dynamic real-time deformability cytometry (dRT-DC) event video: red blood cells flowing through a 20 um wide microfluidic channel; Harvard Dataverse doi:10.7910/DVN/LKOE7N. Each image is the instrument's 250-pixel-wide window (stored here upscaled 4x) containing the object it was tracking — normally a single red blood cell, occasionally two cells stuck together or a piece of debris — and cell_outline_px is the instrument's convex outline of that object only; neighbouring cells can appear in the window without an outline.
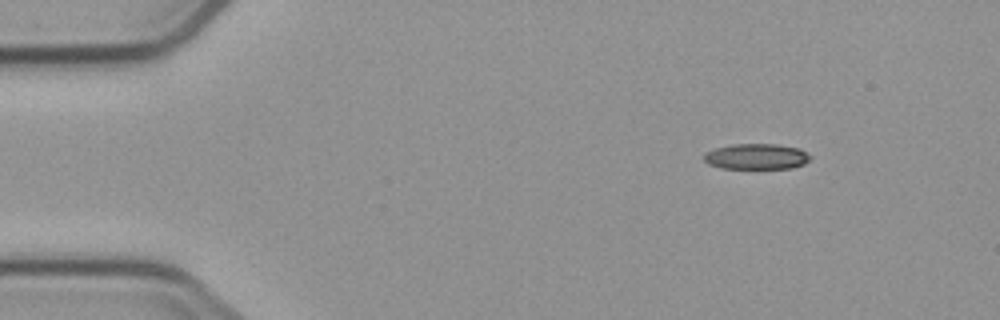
{"species": "common noctule bat (a hibernating species)", "species_latin": "Nyctalus noctula", "temperature_condition": "cold", "stored_images_in_passage": 4, "camera_frame_rate_fps": 3000, "um_per_image_px": 0.085, "animal": {"sex": "male", "body_mass_g": 23.1, "forearm_length_mm": 52.7}, "frame": {"image": 1, "passage_image": 1, "time_ms": 0.0, "image_size_px": [1000, 320], "cell_outline_px": [[812, 156], [804, 164], [792, 168], [720, 168], [708, 164], [704, 160], [704, 156], [708, 152], [716, 148], [732, 144], [776, 144], [800, 148]], "centroid_in_image_um": [64.32, 13.3], "position_along_channel_um": 20.7, "area_um2": 15.84}}
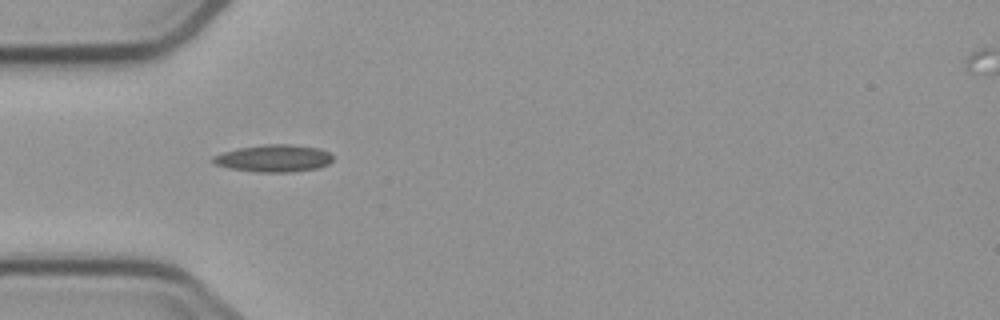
{"frame": {"image": 2, "passage_image": 3, "time_ms": 3.333, "image_size_px": [1000, 320], "cell_outline_px": [[332, 160], [328, 164], [316, 168], [292, 172], [256, 172], [228, 168], [212, 164], [212, 156], [224, 152], [240, 148], [264, 144], [288, 144], [320, 148], [328, 152], [332, 156]], "centroid_in_image_um": [23.24, 13.46], "position_along_channel_um": 61.8, "area_um2": 19.02}}
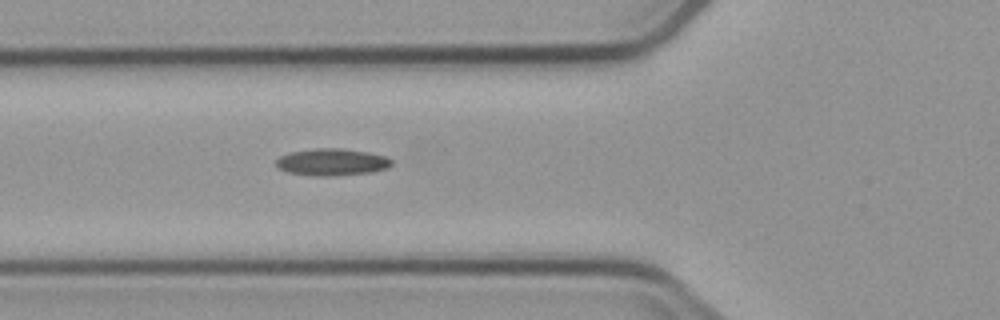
{"frame": {"image": 3, "passage_image": 4, "time_ms": 4.333, "image_size_px": [1000, 320], "cell_outline_px": [[392, 164], [388, 168], [372, 172], [328, 176], [320, 176], [288, 172], [276, 168], [276, 160], [280, 156], [288, 152], [316, 148], [340, 148], [368, 152], [384, 156], [392, 160]], "centroid_in_image_um": [28.19, 13.77], "position_along_channel_um": 97.6, "area_um2": 18.15}}